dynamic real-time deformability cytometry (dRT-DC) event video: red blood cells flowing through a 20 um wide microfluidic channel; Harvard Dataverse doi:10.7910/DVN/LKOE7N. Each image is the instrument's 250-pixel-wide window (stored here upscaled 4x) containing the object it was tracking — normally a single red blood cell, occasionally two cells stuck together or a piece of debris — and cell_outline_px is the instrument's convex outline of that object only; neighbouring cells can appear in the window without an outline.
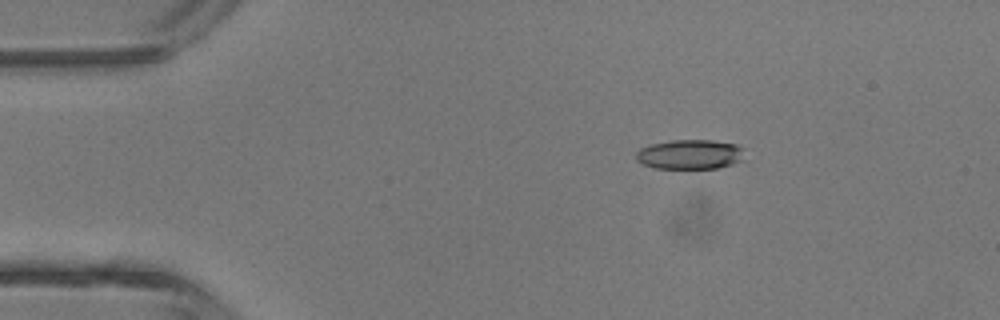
{"species": "common noctule bat (a hibernating species)", "species_latin": "Nyctalus noctula", "temperature_condition": "room temperature", "stored_images_in_passage": 5, "camera_frame_rate_fps": 3000, "um_per_image_px": 0.085, "animal": {"sex": "male", "body_mass_g": 13.3}, "frame": {"image": 1, "passage_image": 2, "time_ms": 2.0, "image_size_px": [1000, 320], "cell_outline_px": [[744, 160], [732, 164], [716, 168], [656, 168], [644, 164], [636, 160], [636, 152], [640, 148], [652, 144], [672, 140], [712, 140], [736, 144], [744, 148]], "centroid_in_image_um": [58.68, 13.11], "position_along_channel_um": 26.3, "area_um2": 18.79}}
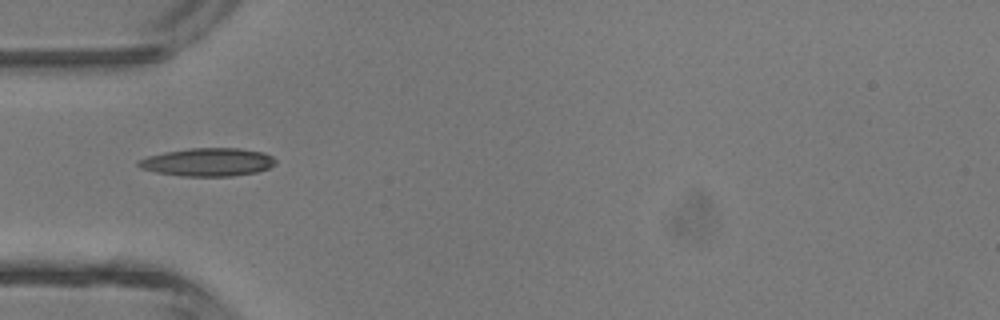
{"frame": {"image": 2, "passage_image": 4, "time_ms": 4.333, "image_size_px": [1000, 320], "cell_outline_px": [[276, 164], [268, 168], [256, 172], [232, 176], [180, 176], [156, 172], [140, 168], [136, 164], [136, 160], [148, 156], [164, 152], [188, 148], [240, 148], [264, 152], [272, 156], [276, 160]], "centroid_in_image_um": [17.65, 13.77], "position_along_channel_um": 67.4, "area_um2": 22.66}}
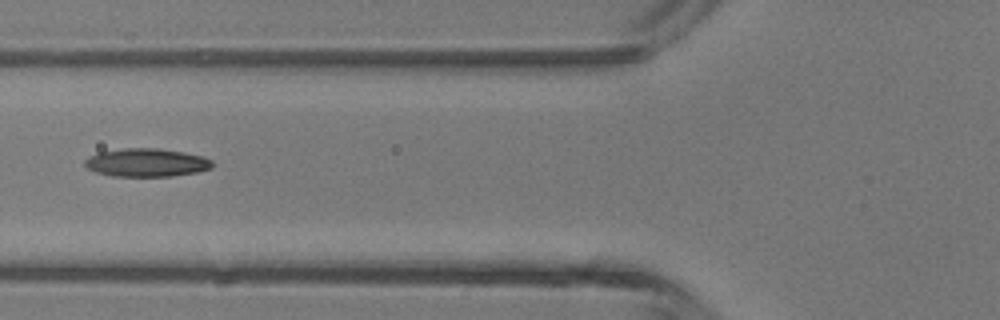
{"frame": {"image": 3, "passage_image": 5, "time_ms": 5.333, "image_size_px": [1000, 320], "cell_outline_px": [[212, 168], [196, 172], [172, 176], [112, 176], [96, 172], [88, 168], [84, 164], [84, 160], [88, 156], [100, 152], [124, 148], [160, 148], [184, 152], [204, 156], [212, 160]], "centroid_in_image_um": [12.46, 13.81], "position_along_channel_um": 113.3, "area_um2": 21.04}}